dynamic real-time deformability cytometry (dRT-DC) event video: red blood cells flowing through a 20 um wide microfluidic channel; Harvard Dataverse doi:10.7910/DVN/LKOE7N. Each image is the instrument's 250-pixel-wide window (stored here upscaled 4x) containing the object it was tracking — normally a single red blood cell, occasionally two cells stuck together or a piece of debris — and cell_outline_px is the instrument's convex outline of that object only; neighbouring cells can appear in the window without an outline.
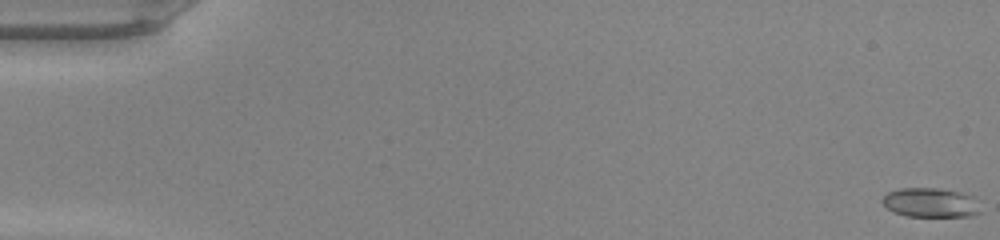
{"species": "common noctule bat (a hibernating species)", "species_latin": "Nyctalus noctula", "temperature_condition": "warm", "stored_images_in_passage": 50, "camera_frame_rate_fps": 3000, "um_per_image_px": 0.085, "animal": {"sex": "male", "body_mass_g": 20.0, "forearm_length_mm": 53.3}, "frame": {"image": 1, "passage_image": 1, "time_ms": 0.0, "image_size_px": [1000, 240], "cell_outline_px": [[984, 212], [972, 216], [904, 216], [892, 212], [880, 200], [888, 192], [900, 188], [940, 188], [960, 192], [972, 196]], "centroid_in_image_um": [79.11, 17.23], "position_along_channel_um": 5.9, "area_um2": 16.99}}
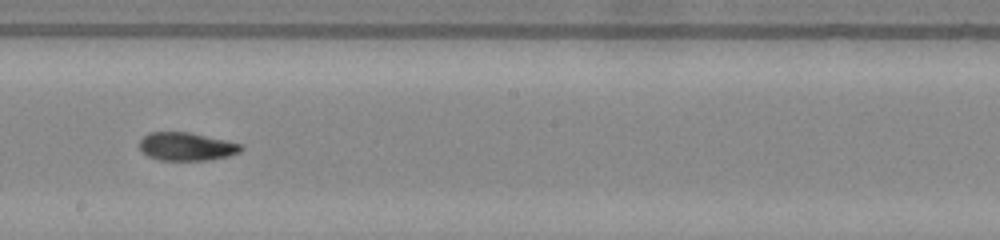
{"frame": {"image": 2, "passage_image": 29, "time_ms": 9.333, "image_size_px": [1000, 240], "cell_outline_px": [[244, 148], [240, 152], [228, 156], [208, 160], [160, 160], [148, 156], [140, 152], [140, 140], [148, 132], [188, 132], [224, 140], [240, 144]], "centroid_in_image_um": [15.82, 12.46], "position_along_channel_um": 232.4, "area_um2": 16.59}}
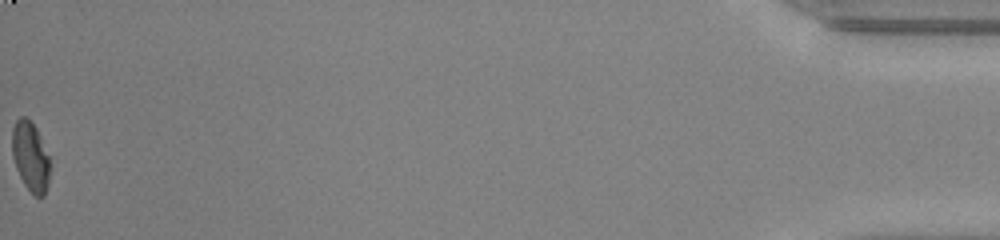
{"frame": {"image": 3, "passage_image": 50, "time_ms": 16.333, "image_size_px": [1000, 240], "cell_outline_px": [[48, 184], [44, 196], [36, 196], [24, 184], [16, 168], [12, 156], [12, 128], [16, 120], [20, 116], [24, 116], [36, 128], [48, 156]], "centroid_in_image_um": [2.55, 13.29], "position_along_channel_um": 432.6, "area_um2": 14.91}, "authors_computed_cell_mechanics": {"area_um2": 16.8776, "velocity_mm_per_s": 4.2578, "shape_relaxation_time_tau1_ms": null, "shape_relaxation_time_tau2_ms": 2.6326, "deformation_change_tau1": null, "deformation_change_tau2": 0.0906}}